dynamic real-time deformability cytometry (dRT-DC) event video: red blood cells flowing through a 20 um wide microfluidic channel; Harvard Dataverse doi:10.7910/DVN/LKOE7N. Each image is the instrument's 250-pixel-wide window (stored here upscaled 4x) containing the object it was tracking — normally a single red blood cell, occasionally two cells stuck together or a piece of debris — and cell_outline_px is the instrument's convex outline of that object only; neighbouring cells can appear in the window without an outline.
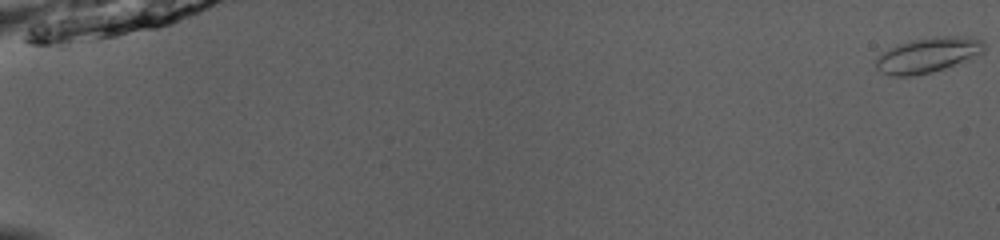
{"species": "common noctule bat (a hibernating species)", "species_latin": "Nyctalus noctula", "temperature_condition": "room temperature", "stored_images_in_passage": 52, "camera_frame_rate_fps": 3000, "um_per_image_px": 0.085, "animal": {"sex": "male", "body_mass_g": 13.0, "forearm_length_mm": 53.1}, "frame": {"image": 1, "passage_image": 1, "time_ms": 0.0, "image_size_px": [1000, 240], "cell_outline_px": [[984, 52], [968, 60], [932, 72], [912, 76], [892, 76], [880, 72], [876, 68], [876, 60], [884, 52], [908, 40], [936, 36], [968, 36], [984, 40]], "centroid_in_image_um": [78.91, 4.67], "position_along_channel_um": 6.1, "area_um2": 22.14}}
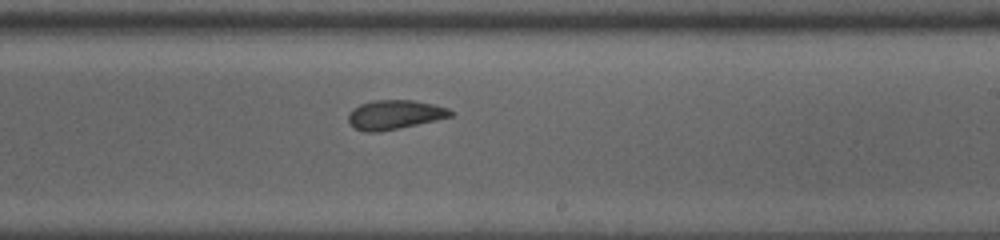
{"frame": {"image": 2, "passage_image": 34, "time_ms": 11.0, "image_size_px": [1000, 240], "cell_outline_px": [[456, 112], [452, 116], [436, 120], [380, 132], [368, 132], [356, 128], [348, 120], [348, 116], [352, 108], [360, 104], [372, 100], [412, 100], [432, 104], [448, 108]], "centroid_in_image_um": [33.56, 9.74], "position_along_channel_um": 255.4, "area_um2": 17.34}}
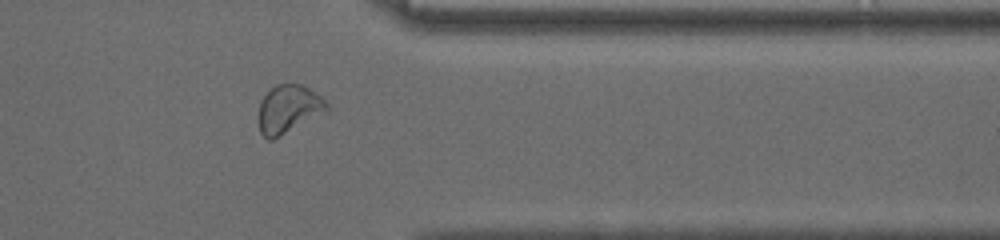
{"frame": {"image": 3, "passage_image": 44, "time_ms": 14.333, "image_size_px": [1000, 240], "cell_outline_px": [[332, 108], [328, 112], [272, 140], [268, 140], [260, 132], [256, 116], [260, 100], [276, 84], [300, 84], [308, 88], [320, 96]], "centroid_in_image_um": [24.51, 9.3], "position_along_channel_um": 386.9, "area_um2": 19.54}, "authors_computed_cell_mechanics": {"area_um2": 18.9006, "velocity_mm_per_s": 4.0562, "shape_relaxation_time_tau1_ms": 3.4316, "shape_relaxation_time_tau2_ms": 2.8657, "deformation_change_tau1": 0.1119, "deformation_change_tau2": 0.0934}}